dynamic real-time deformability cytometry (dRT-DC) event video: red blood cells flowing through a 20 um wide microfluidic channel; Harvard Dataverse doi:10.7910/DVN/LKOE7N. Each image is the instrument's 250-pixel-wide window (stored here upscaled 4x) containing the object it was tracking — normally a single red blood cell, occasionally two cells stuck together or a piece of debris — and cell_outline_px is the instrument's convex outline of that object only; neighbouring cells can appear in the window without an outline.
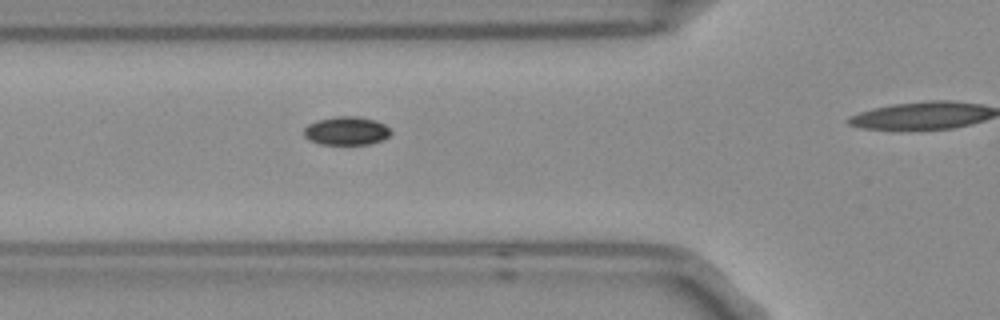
{"species": "Egyptian fruit bat (a non-hibernating species)", "species_latin": "Rousettus aegyptiacus", "temperature_condition": "room temperature", "stored_images_in_passage": 5, "camera_frame_rate_fps": 3000, "um_per_image_px": 0.085, "frame": {"image": 1, "passage_image": 4, "time_ms": 1.0, "image_size_px": [1000, 320], "cell_outline_px": [[392, 132], [384, 140], [368, 144], [320, 144], [308, 140], [304, 136], [304, 128], [308, 124], [316, 120], [336, 116], [360, 116], [376, 120], [392, 128]], "centroid_in_image_um": [29.46, 11.11], "position_along_channel_um": 96.3, "area_um2": 14.68}}